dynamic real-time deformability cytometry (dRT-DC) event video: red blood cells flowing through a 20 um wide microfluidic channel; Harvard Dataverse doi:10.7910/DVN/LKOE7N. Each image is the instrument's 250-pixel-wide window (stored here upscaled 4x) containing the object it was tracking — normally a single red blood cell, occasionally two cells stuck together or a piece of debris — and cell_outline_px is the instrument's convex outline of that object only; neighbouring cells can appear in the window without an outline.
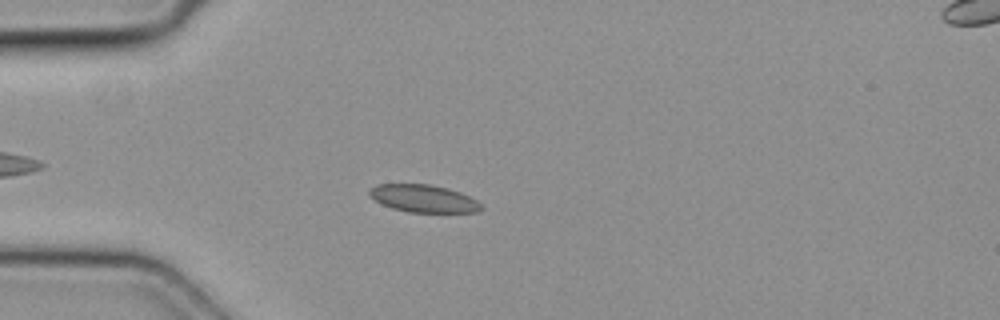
{"species": "common noctule bat (a hibernating species)", "species_latin": "Nyctalus noctula", "temperature_condition": "cold", "stored_images_in_passage": 45, "camera_frame_rate_fps": 3000, "um_per_image_px": 0.085, "animal": {"sex": "female", "body_mass_g": 19.3, "forearm_length_mm": 54.1}, "frame": {"image": 1, "passage_image": 10, "time_ms": 3.0, "image_size_px": [1000, 320], "cell_outline_px": [[484, 208], [480, 212], [408, 212], [392, 208], [380, 204], [368, 196], [368, 188], [376, 184], [428, 184], [448, 188], [460, 192], [476, 200]], "centroid_in_image_um": [35.95, 16.87], "position_along_channel_um": 49.1, "area_um2": 18.15}}
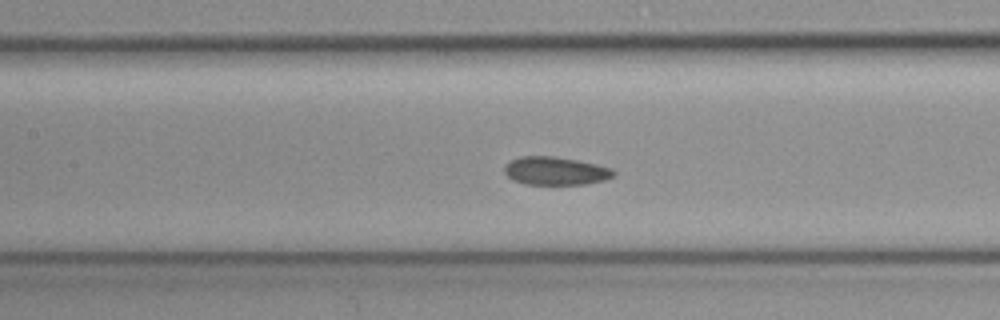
{"frame": {"image": 2, "passage_image": 19, "time_ms": 6.0, "image_size_px": [1000, 320], "cell_outline_px": [[616, 172], [612, 176], [604, 180], [584, 184], [524, 184], [512, 180], [504, 172], [504, 164], [520, 156], [556, 156], [596, 164], [612, 168]], "centroid_in_image_um": [47.19, 14.52], "position_along_channel_um": 160.2, "area_um2": 17.92}}
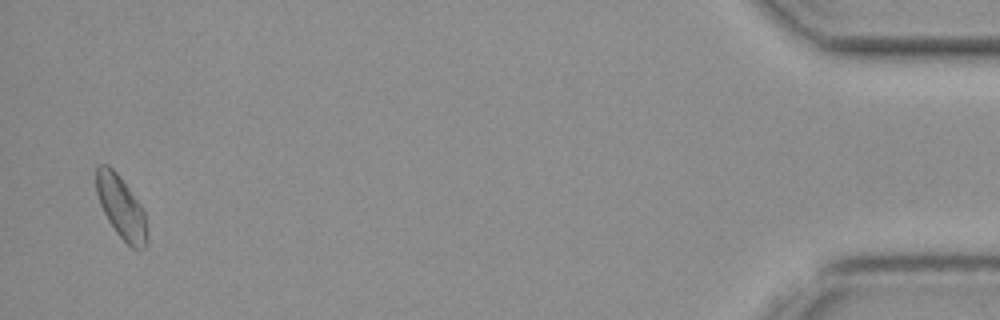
{"frame": {"image": 3, "passage_image": 44, "time_ms": 14.333, "image_size_px": [1000, 320], "cell_outline_px": [[148, 244], [144, 248], [132, 248], [116, 232], [108, 220], [100, 204], [96, 192], [96, 168], [100, 164], [108, 164], [120, 176], [140, 204], [144, 212], [148, 232]], "centroid_in_image_um": [10.31, 17.62], "position_along_channel_um": 424.9, "area_um2": 18.5}}